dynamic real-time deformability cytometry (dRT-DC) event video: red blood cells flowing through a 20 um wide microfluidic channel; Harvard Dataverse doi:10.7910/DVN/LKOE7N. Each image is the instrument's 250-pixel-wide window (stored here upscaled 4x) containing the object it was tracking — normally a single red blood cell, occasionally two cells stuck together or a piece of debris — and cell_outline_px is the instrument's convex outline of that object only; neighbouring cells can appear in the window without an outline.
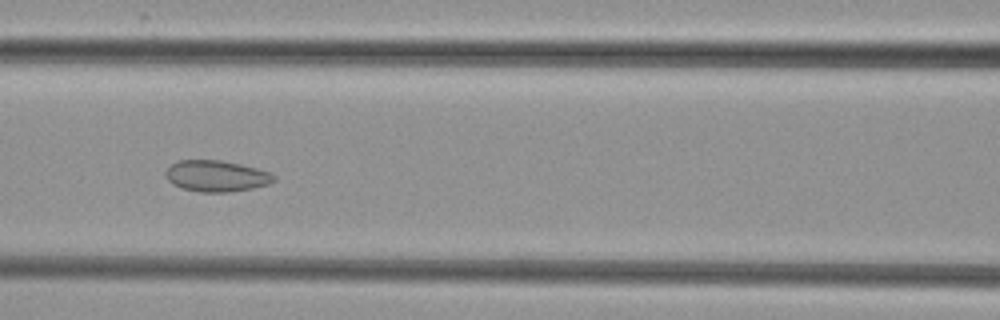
{"species": "common noctule bat (a hibernating species)", "species_latin": "Nyctalus noctula", "temperature_condition": "cold", "stored_images_in_passage": 7, "camera_frame_rate_fps": 3000, "um_per_image_px": 0.085, "animal": {"sex": "female", "body_mass_g": 29.2, "forearm_length_mm": 56.3}, "frame": {"image": 1, "passage_image": 5, "time_ms": 5.667, "image_size_px": [1000, 320], "cell_outline_px": [[276, 180], [268, 184], [252, 188], [228, 192], [200, 192], [180, 188], [172, 184], [168, 180], [164, 172], [172, 164], [180, 160], [220, 160], [240, 164], [256, 168], [268, 172], [276, 176]], "centroid_in_image_um": [18.37, 14.97], "position_along_channel_um": 148.2, "area_um2": 19.65}}
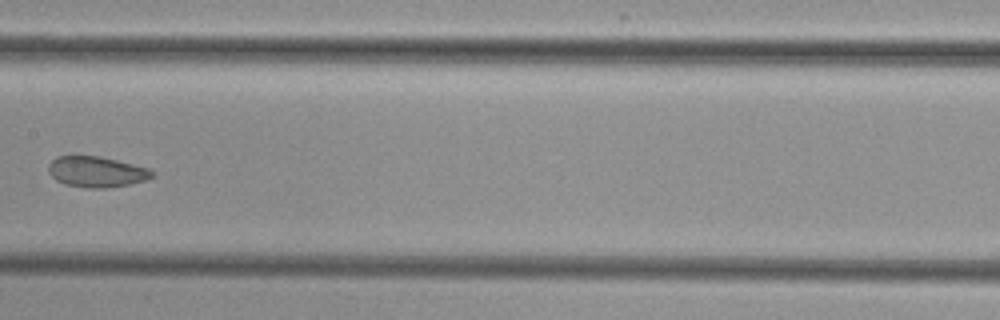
{"frame": {"image": 2, "passage_image": 6, "time_ms": 7.0, "image_size_px": [1000, 320], "cell_outline_px": [[156, 176], [144, 180], [128, 184], [108, 188], [88, 188], [64, 184], [56, 180], [48, 172], [48, 164], [56, 156], [100, 156], [148, 168], [156, 172]], "centroid_in_image_um": [8.2, 14.6], "position_along_channel_um": 199.2, "area_um2": 18.61}}
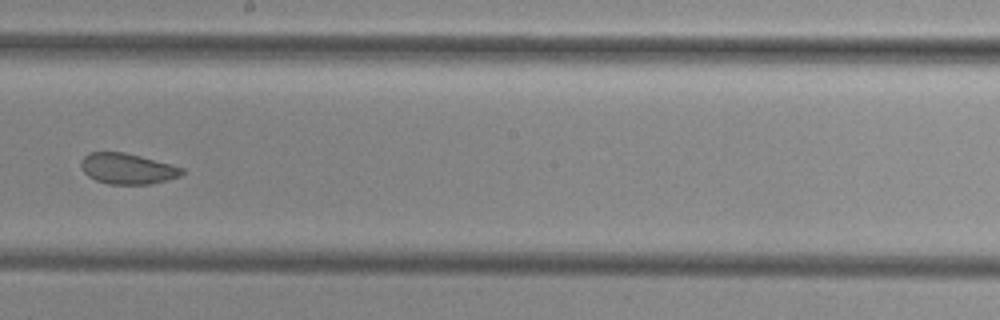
{"frame": {"image": 3, "passage_image": 7, "time_ms": 8.0, "image_size_px": [1000, 320], "cell_outline_px": [[184, 172], [180, 176], [152, 184], [108, 184], [96, 180], [88, 176], [80, 168], [80, 160], [88, 152], [124, 152], [140, 156], [184, 168]], "centroid_in_image_um": [10.79, 14.34], "position_along_channel_um": 237.4, "area_um2": 18.09}}